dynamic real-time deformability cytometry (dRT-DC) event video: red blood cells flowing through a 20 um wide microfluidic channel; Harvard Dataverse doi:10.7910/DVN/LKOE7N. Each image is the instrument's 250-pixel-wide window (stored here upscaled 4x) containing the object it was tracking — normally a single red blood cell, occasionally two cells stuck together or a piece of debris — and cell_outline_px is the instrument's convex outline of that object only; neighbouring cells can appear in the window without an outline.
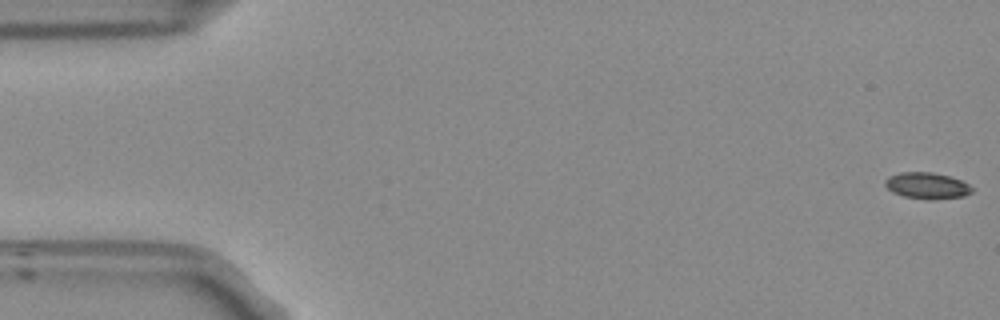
{"species": "Egyptian fruit bat (a non-hibernating species)", "species_latin": "Rousettus aegyptiacus", "temperature_condition": "room temperature", "stored_images_in_passage": 54, "camera_frame_rate_fps": 3000, "um_per_image_px": 0.085, "frame": {"image": 1, "passage_image": 1, "time_ms": 0.0, "image_size_px": [1000, 320], "cell_outline_px": [[972, 192], [964, 196], [928, 200], [904, 196], [892, 192], [884, 184], [884, 180], [888, 176], [900, 172], [932, 172], [948, 176], [960, 180], [968, 184], [972, 188]], "centroid_in_image_um": [78.76, 15.78], "position_along_channel_um": 6.2, "area_um2": 13.29}}
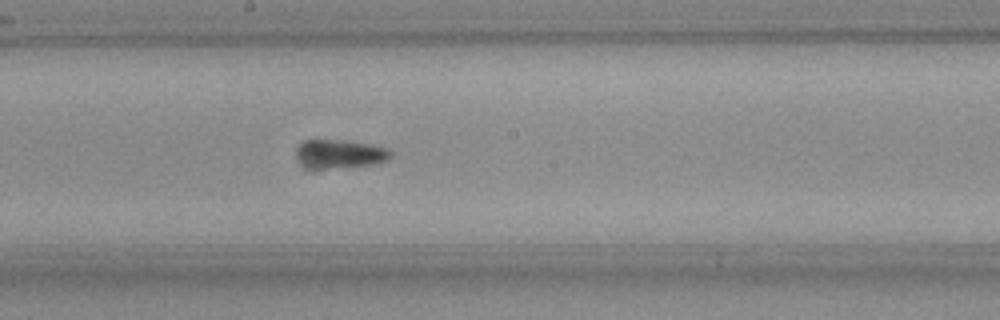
{"frame": {"image": 2, "passage_image": 29, "time_ms": 9.333, "image_size_px": [1000, 320], "cell_outline_px": [[392, 156], [388, 160], [380, 164], [332, 168], [312, 168], [304, 164], [300, 160], [300, 148], [308, 140], [348, 140], [372, 144], [388, 148], [392, 152]], "centroid_in_image_um": [29.08, 13.08], "position_along_channel_um": 219.1, "area_um2": 15.43}}
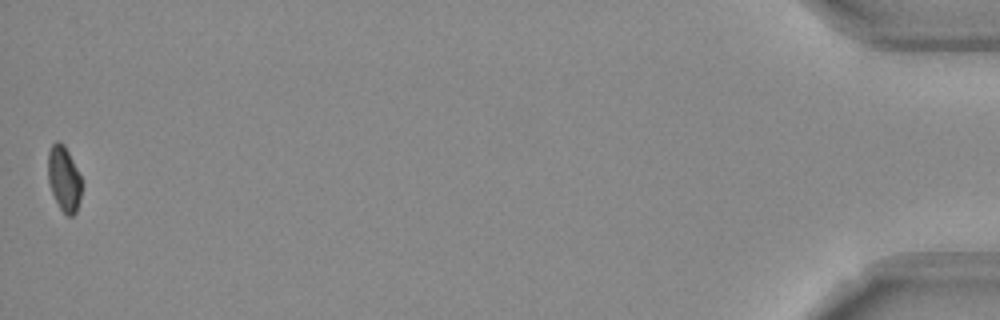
{"frame": {"image": 3, "passage_image": 54, "time_ms": 17.667, "image_size_px": [1000, 320], "cell_outline_px": [[80, 200], [76, 212], [72, 216], [68, 216], [60, 208], [52, 192], [48, 180], [48, 152], [52, 144], [56, 140], [60, 140], [64, 144], [80, 176]], "centroid_in_image_um": [5.42, 15.17], "position_along_channel_um": 429.8, "area_um2": 12.54}, "authors_computed_cell_mechanics": {"area_um2": 13.7853, "velocity_mm_per_s": 3.7515, "shape_relaxation_time_tau1_ms": null, "shape_relaxation_time_tau2_ms": 5.0036, "deformation_change_tau1": null, "deformation_change_tau2": 0.0622}}